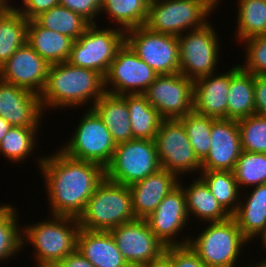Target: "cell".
<instances>
[{"instance_id":"obj_1","label":"cell","mask_w":266,"mask_h":267,"mask_svg":"<svg viewBox=\"0 0 266 267\" xmlns=\"http://www.w3.org/2000/svg\"><path fill=\"white\" fill-rule=\"evenodd\" d=\"M36 156L37 169L41 171V178L44 177L48 214L78 218L105 178L104 168L94 162L71 158L58 148L52 154Z\"/></svg>"},{"instance_id":"obj_2","label":"cell","mask_w":266,"mask_h":267,"mask_svg":"<svg viewBox=\"0 0 266 267\" xmlns=\"http://www.w3.org/2000/svg\"><path fill=\"white\" fill-rule=\"evenodd\" d=\"M104 93V77L100 73L65 61L50 65L40 99L45 112L76 107L91 109Z\"/></svg>"},{"instance_id":"obj_3","label":"cell","mask_w":266,"mask_h":267,"mask_svg":"<svg viewBox=\"0 0 266 267\" xmlns=\"http://www.w3.org/2000/svg\"><path fill=\"white\" fill-rule=\"evenodd\" d=\"M45 218L22 225V249L31 246L34 265L58 264L77 247L78 218L53 215Z\"/></svg>"},{"instance_id":"obj_4","label":"cell","mask_w":266,"mask_h":267,"mask_svg":"<svg viewBox=\"0 0 266 267\" xmlns=\"http://www.w3.org/2000/svg\"><path fill=\"white\" fill-rule=\"evenodd\" d=\"M206 224L203 223V230L197 235L189 233L188 246L207 267H237L244 257L242 254H246L242 253L244 246L250 247L247 246L250 242L242 235L235 219L231 216L225 221Z\"/></svg>"},{"instance_id":"obj_5","label":"cell","mask_w":266,"mask_h":267,"mask_svg":"<svg viewBox=\"0 0 266 267\" xmlns=\"http://www.w3.org/2000/svg\"><path fill=\"white\" fill-rule=\"evenodd\" d=\"M135 219L129 187L104 178L87 201L78 222L84 230L110 231Z\"/></svg>"},{"instance_id":"obj_6","label":"cell","mask_w":266,"mask_h":267,"mask_svg":"<svg viewBox=\"0 0 266 267\" xmlns=\"http://www.w3.org/2000/svg\"><path fill=\"white\" fill-rule=\"evenodd\" d=\"M217 7L213 0H152L144 26L154 32L178 37L204 27Z\"/></svg>"},{"instance_id":"obj_7","label":"cell","mask_w":266,"mask_h":267,"mask_svg":"<svg viewBox=\"0 0 266 267\" xmlns=\"http://www.w3.org/2000/svg\"><path fill=\"white\" fill-rule=\"evenodd\" d=\"M84 111L72 136L67 138L66 144L60 143L59 149L71 158L94 162L105 169L113 157L116 143L99 115L92 108Z\"/></svg>"},{"instance_id":"obj_8","label":"cell","mask_w":266,"mask_h":267,"mask_svg":"<svg viewBox=\"0 0 266 267\" xmlns=\"http://www.w3.org/2000/svg\"><path fill=\"white\" fill-rule=\"evenodd\" d=\"M97 25L98 21L97 24H90L73 42L67 62L94 70L105 77L117 51L125 43V31L111 24L102 29Z\"/></svg>"},{"instance_id":"obj_9","label":"cell","mask_w":266,"mask_h":267,"mask_svg":"<svg viewBox=\"0 0 266 267\" xmlns=\"http://www.w3.org/2000/svg\"><path fill=\"white\" fill-rule=\"evenodd\" d=\"M211 22L204 27L178 36L179 73L195 81L218 72L222 48L221 39Z\"/></svg>"},{"instance_id":"obj_10","label":"cell","mask_w":266,"mask_h":267,"mask_svg":"<svg viewBox=\"0 0 266 267\" xmlns=\"http://www.w3.org/2000/svg\"><path fill=\"white\" fill-rule=\"evenodd\" d=\"M161 169L154 140L132 139L116 145L105 178L130 186Z\"/></svg>"},{"instance_id":"obj_11","label":"cell","mask_w":266,"mask_h":267,"mask_svg":"<svg viewBox=\"0 0 266 267\" xmlns=\"http://www.w3.org/2000/svg\"><path fill=\"white\" fill-rule=\"evenodd\" d=\"M154 141L161 168L179 178L190 173H201V162L196 157L186 129L179 119H163Z\"/></svg>"},{"instance_id":"obj_12","label":"cell","mask_w":266,"mask_h":267,"mask_svg":"<svg viewBox=\"0 0 266 267\" xmlns=\"http://www.w3.org/2000/svg\"><path fill=\"white\" fill-rule=\"evenodd\" d=\"M125 43L158 75L179 73L180 56L176 36L140 26L125 32Z\"/></svg>"},{"instance_id":"obj_13","label":"cell","mask_w":266,"mask_h":267,"mask_svg":"<svg viewBox=\"0 0 266 267\" xmlns=\"http://www.w3.org/2000/svg\"><path fill=\"white\" fill-rule=\"evenodd\" d=\"M157 75L124 43L104 77L105 92L120 96L144 94Z\"/></svg>"},{"instance_id":"obj_14","label":"cell","mask_w":266,"mask_h":267,"mask_svg":"<svg viewBox=\"0 0 266 267\" xmlns=\"http://www.w3.org/2000/svg\"><path fill=\"white\" fill-rule=\"evenodd\" d=\"M143 95L162 119H180L193 111L194 81L181 73L157 75Z\"/></svg>"},{"instance_id":"obj_15","label":"cell","mask_w":266,"mask_h":267,"mask_svg":"<svg viewBox=\"0 0 266 267\" xmlns=\"http://www.w3.org/2000/svg\"><path fill=\"white\" fill-rule=\"evenodd\" d=\"M145 220L151 231L165 247L187 245L190 235H187L188 232L185 231H188L186 226L191 222L187 213L186 197L182 187L178 185L167 194ZM178 239L180 240L178 241Z\"/></svg>"},{"instance_id":"obj_16","label":"cell","mask_w":266,"mask_h":267,"mask_svg":"<svg viewBox=\"0 0 266 267\" xmlns=\"http://www.w3.org/2000/svg\"><path fill=\"white\" fill-rule=\"evenodd\" d=\"M109 232L131 267L147 265L165 253V245L151 231L145 219L123 223Z\"/></svg>"},{"instance_id":"obj_17","label":"cell","mask_w":266,"mask_h":267,"mask_svg":"<svg viewBox=\"0 0 266 267\" xmlns=\"http://www.w3.org/2000/svg\"><path fill=\"white\" fill-rule=\"evenodd\" d=\"M50 64L26 42L1 67L0 79L40 95Z\"/></svg>"},{"instance_id":"obj_18","label":"cell","mask_w":266,"mask_h":267,"mask_svg":"<svg viewBox=\"0 0 266 267\" xmlns=\"http://www.w3.org/2000/svg\"><path fill=\"white\" fill-rule=\"evenodd\" d=\"M0 116L12 126L41 128L46 114L40 95L0 79Z\"/></svg>"},{"instance_id":"obj_19","label":"cell","mask_w":266,"mask_h":267,"mask_svg":"<svg viewBox=\"0 0 266 267\" xmlns=\"http://www.w3.org/2000/svg\"><path fill=\"white\" fill-rule=\"evenodd\" d=\"M210 138V151L201 162V171H233L242 152L237 120L215 119Z\"/></svg>"},{"instance_id":"obj_20","label":"cell","mask_w":266,"mask_h":267,"mask_svg":"<svg viewBox=\"0 0 266 267\" xmlns=\"http://www.w3.org/2000/svg\"><path fill=\"white\" fill-rule=\"evenodd\" d=\"M180 178L163 168L131 184L132 208L136 219H146L164 197L179 185Z\"/></svg>"},{"instance_id":"obj_21","label":"cell","mask_w":266,"mask_h":267,"mask_svg":"<svg viewBox=\"0 0 266 267\" xmlns=\"http://www.w3.org/2000/svg\"><path fill=\"white\" fill-rule=\"evenodd\" d=\"M230 87V68L194 81L193 111L197 114L227 119V100Z\"/></svg>"},{"instance_id":"obj_22","label":"cell","mask_w":266,"mask_h":267,"mask_svg":"<svg viewBox=\"0 0 266 267\" xmlns=\"http://www.w3.org/2000/svg\"><path fill=\"white\" fill-rule=\"evenodd\" d=\"M76 250L94 267H131L120 253L109 231L81 229L77 235Z\"/></svg>"},{"instance_id":"obj_23","label":"cell","mask_w":266,"mask_h":267,"mask_svg":"<svg viewBox=\"0 0 266 267\" xmlns=\"http://www.w3.org/2000/svg\"><path fill=\"white\" fill-rule=\"evenodd\" d=\"M248 189L241 192L238 208L232 217L242 235L249 242L255 243L253 240L266 226V184Z\"/></svg>"},{"instance_id":"obj_24","label":"cell","mask_w":266,"mask_h":267,"mask_svg":"<svg viewBox=\"0 0 266 267\" xmlns=\"http://www.w3.org/2000/svg\"><path fill=\"white\" fill-rule=\"evenodd\" d=\"M194 178L188 186L186 184L184 185L185 181L183 182L182 180L186 178L181 177L179 181V185L185 193L186 209L189 219L194 221L191 218L193 216L202 223L221 222L229 219L231 215L212 195L206 183L197 175Z\"/></svg>"},{"instance_id":"obj_25","label":"cell","mask_w":266,"mask_h":267,"mask_svg":"<svg viewBox=\"0 0 266 267\" xmlns=\"http://www.w3.org/2000/svg\"><path fill=\"white\" fill-rule=\"evenodd\" d=\"M73 42L72 38L29 20L27 43L50 65L67 61Z\"/></svg>"},{"instance_id":"obj_26","label":"cell","mask_w":266,"mask_h":267,"mask_svg":"<svg viewBox=\"0 0 266 267\" xmlns=\"http://www.w3.org/2000/svg\"><path fill=\"white\" fill-rule=\"evenodd\" d=\"M231 67L227 119L238 121L255 114L254 75L245 71L240 64Z\"/></svg>"},{"instance_id":"obj_27","label":"cell","mask_w":266,"mask_h":267,"mask_svg":"<svg viewBox=\"0 0 266 267\" xmlns=\"http://www.w3.org/2000/svg\"><path fill=\"white\" fill-rule=\"evenodd\" d=\"M92 109L102 119L116 145L133 139L129 109L120 95L105 92Z\"/></svg>"},{"instance_id":"obj_28","label":"cell","mask_w":266,"mask_h":267,"mask_svg":"<svg viewBox=\"0 0 266 267\" xmlns=\"http://www.w3.org/2000/svg\"><path fill=\"white\" fill-rule=\"evenodd\" d=\"M150 0H102L101 15L112 27L127 31L144 26L148 16ZM116 24V26H115Z\"/></svg>"},{"instance_id":"obj_29","label":"cell","mask_w":266,"mask_h":267,"mask_svg":"<svg viewBox=\"0 0 266 267\" xmlns=\"http://www.w3.org/2000/svg\"><path fill=\"white\" fill-rule=\"evenodd\" d=\"M129 109L133 139L154 140L162 117L143 94L121 96Z\"/></svg>"},{"instance_id":"obj_30","label":"cell","mask_w":266,"mask_h":267,"mask_svg":"<svg viewBox=\"0 0 266 267\" xmlns=\"http://www.w3.org/2000/svg\"><path fill=\"white\" fill-rule=\"evenodd\" d=\"M12 4L0 17V67L27 42L29 20Z\"/></svg>"},{"instance_id":"obj_31","label":"cell","mask_w":266,"mask_h":267,"mask_svg":"<svg viewBox=\"0 0 266 267\" xmlns=\"http://www.w3.org/2000/svg\"><path fill=\"white\" fill-rule=\"evenodd\" d=\"M39 130L41 128L12 126L0 142V154L15 165L35 157L32 154L38 148V133L42 132Z\"/></svg>"},{"instance_id":"obj_32","label":"cell","mask_w":266,"mask_h":267,"mask_svg":"<svg viewBox=\"0 0 266 267\" xmlns=\"http://www.w3.org/2000/svg\"><path fill=\"white\" fill-rule=\"evenodd\" d=\"M234 32L237 42L266 35V0H238Z\"/></svg>"},{"instance_id":"obj_33","label":"cell","mask_w":266,"mask_h":267,"mask_svg":"<svg viewBox=\"0 0 266 267\" xmlns=\"http://www.w3.org/2000/svg\"><path fill=\"white\" fill-rule=\"evenodd\" d=\"M14 204L0 203V264L15 259L22 250L20 212Z\"/></svg>"},{"instance_id":"obj_34","label":"cell","mask_w":266,"mask_h":267,"mask_svg":"<svg viewBox=\"0 0 266 267\" xmlns=\"http://www.w3.org/2000/svg\"><path fill=\"white\" fill-rule=\"evenodd\" d=\"M39 26L58 32L77 40L90 23L78 13L58 5L40 13L33 19Z\"/></svg>"},{"instance_id":"obj_35","label":"cell","mask_w":266,"mask_h":267,"mask_svg":"<svg viewBox=\"0 0 266 267\" xmlns=\"http://www.w3.org/2000/svg\"><path fill=\"white\" fill-rule=\"evenodd\" d=\"M220 205L232 216L240 201L241 191L233 171H201L198 175Z\"/></svg>"},{"instance_id":"obj_36","label":"cell","mask_w":266,"mask_h":267,"mask_svg":"<svg viewBox=\"0 0 266 267\" xmlns=\"http://www.w3.org/2000/svg\"><path fill=\"white\" fill-rule=\"evenodd\" d=\"M239 190L266 184V153L243 151L233 170Z\"/></svg>"},{"instance_id":"obj_37","label":"cell","mask_w":266,"mask_h":267,"mask_svg":"<svg viewBox=\"0 0 266 267\" xmlns=\"http://www.w3.org/2000/svg\"><path fill=\"white\" fill-rule=\"evenodd\" d=\"M179 120L186 129L196 157L202 162L210 151V133L215 118L203 116L192 111Z\"/></svg>"},{"instance_id":"obj_38","label":"cell","mask_w":266,"mask_h":267,"mask_svg":"<svg viewBox=\"0 0 266 267\" xmlns=\"http://www.w3.org/2000/svg\"><path fill=\"white\" fill-rule=\"evenodd\" d=\"M243 151L266 153V116L253 114L237 121Z\"/></svg>"},{"instance_id":"obj_39","label":"cell","mask_w":266,"mask_h":267,"mask_svg":"<svg viewBox=\"0 0 266 267\" xmlns=\"http://www.w3.org/2000/svg\"><path fill=\"white\" fill-rule=\"evenodd\" d=\"M242 43L246 58L240 66L253 75H266V35L251 37Z\"/></svg>"},{"instance_id":"obj_40","label":"cell","mask_w":266,"mask_h":267,"mask_svg":"<svg viewBox=\"0 0 266 267\" xmlns=\"http://www.w3.org/2000/svg\"><path fill=\"white\" fill-rule=\"evenodd\" d=\"M164 254L172 261L173 267H207L188 244L166 247Z\"/></svg>"},{"instance_id":"obj_41","label":"cell","mask_w":266,"mask_h":267,"mask_svg":"<svg viewBox=\"0 0 266 267\" xmlns=\"http://www.w3.org/2000/svg\"><path fill=\"white\" fill-rule=\"evenodd\" d=\"M59 5L78 13L90 24H96L101 17L102 0H59Z\"/></svg>"},{"instance_id":"obj_42","label":"cell","mask_w":266,"mask_h":267,"mask_svg":"<svg viewBox=\"0 0 266 267\" xmlns=\"http://www.w3.org/2000/svg\"><path fill=\"white\" fill-rule=\"evenodd\" d=\"M21 2L23 3L21 6L14 4L13 7L28 20H33L40 13L59 5V0H21Z\"/></svg>"},{"instance_id":"obj_43","label":"cell","mask_w":266,"mask_h":267,"mask_svg":"<svg viewBox=\"0 0 266 267\" xmlns=\"http://www.w3.org/2000/svg\"><path fill=\"white\" fill-rule=\"evenodd\" d=\"M255 114L266 116V75H254Z\"/></svg>"},{"instance_id":"obj_44","label":"cell","mask_w":266,"mask_h":267,"mask_svg":"<svg viewBox=\"0 0 266 267\" xmlns=\"http://www.w3.org/2000/svg\"><path fill=\"white\" fill-rule=\"evenodd\" d=\"M59 267H94L80 252L75 250L58 264Z\"/></svg>"},{"instance_id":"obj_45","label":"cell","mask_w":266,"mask_h":267,"mask_svg":"<svg viewBox=\"0 0 266 267\" xmlns=\"http://www.w3.org/2000/svg\"><path fill=\"white\" fill-rule=\"evenodd\" d=\"M142 267H173L172 261L163 254L160 258L153 260L147 265H144Z\"/></svg>"},{"instance_id":"obj_46","label":"cell","mask_w":266,"mask_h":267,"mask_svg":"<svg viewBox=\"0 0 266 267\" xmlns=\"http://www.w3.org/2000/svg\"><path fill=\"white\" fill-rule=\"evenodd\" d=\"M11 128L12 125L0 116V142Z\"/></svg>"},{"instance_id":"obj_47","label":"cell","mask_w":266,"mask_h":267,"mask_svg":"<svg viewBox=\"0 0 266 267\" xmlns=\"http://www.w3.org/2000/svg\"><path fill=\"white\" fill-rule=\"evenodd\" d=\"M258 238V239H257ZM260 238V239H259ZM254 240H261V242H259V243H261V245H262V250L264 249V250H266V226H265V228L259 233V235L256 237V239H254ZM266 252V251H265ZM265 256V258H263L262 259V261H261V259L259 260V262H262V263H266V255H264Z\"/></svg>"},{"instance_id":"obj_48","label":"cell","mask_w":266,"mask_h":267,"mask_svg":"<svg viewBox=\"0 0 266 267\" xmlns=\"http://www.w3.org/2000/svg\"><path fill=\"white\" fill-rule=\"evenodd\" d=\"M10 6L11 5L7 0H0V17Z\"/></svg>"},{"instance_id":"obj_49","label":"cell","mask_w":266,"mask_h":267,"mask_svg":"<svg viewBox=\"0 0 266 267\" xmlns=\"http://www.w3.org/2000/svg\"><path fill=\"white\" fill-rule=\"evenodd\" d=\"M246 265H247V267H266V263H262V262H258V261H257V263L255 262V264L250 262L249 265H248V263Z\"/></svg>"},{"instance_id":"obj_50","label":"cell","mask_w":266,"mask_h":267,"mask_svg":"<svg viewBox=\"0 0 266 267\" xmlns=\"http://www.w3.org/2000/svg\"><path fill=\"white\" fill-rule=\"evenodd\" d=\"M33 267H59L57 264L54 265H33Z\"/></svg>"},{"instance_id":"obj_51","label":"cell","mask_w":266,"mask_h":267,"mask_svg":"<svg viewBox=\"0 0 266 267\" xmlns=\"http://www.w3.org/2000/svg\"><path fill=\"white\" fill-rule=\"evenodd\" d=\"M213 1L219 6V4H221L222 0H213Z\"/></svg>"}]
</instances>
